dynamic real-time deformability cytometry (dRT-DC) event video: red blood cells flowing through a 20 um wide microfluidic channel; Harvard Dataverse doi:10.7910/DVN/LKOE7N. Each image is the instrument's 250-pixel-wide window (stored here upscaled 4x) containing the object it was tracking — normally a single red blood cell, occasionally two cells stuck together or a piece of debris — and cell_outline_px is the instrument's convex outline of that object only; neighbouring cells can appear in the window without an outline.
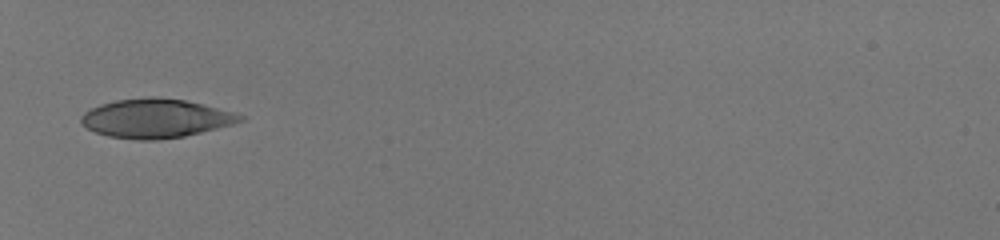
{"species": "human", "species_latin": "Homo sapiens", "temperature_condition": "room temperature", "stored_images_in_passage": 33, "camera_frame_rate_fps": 3000, "um_per_image_px": 0.085, "donor": {"sex": "male"}, "frame": {"image": 1, "passage_image": 1, "time_ms": 0.0, "image_size_px": [1000, 240], "cell_outline_px": [[244, 120], [232, 124], [184, 136], [156, 140], [136, 140], [108, 136], [96, 132], [80, 124], [80, 116], [84, 112], [100, 104], [116, 100], [148, 96], [156, 96], [184, 100], [204, 104], [232, 112], [244, 116]], "centroid_in_image_um": [13.19, 10.05], "position_along_channel_um": 71.8, "area_um2": 36.07}}
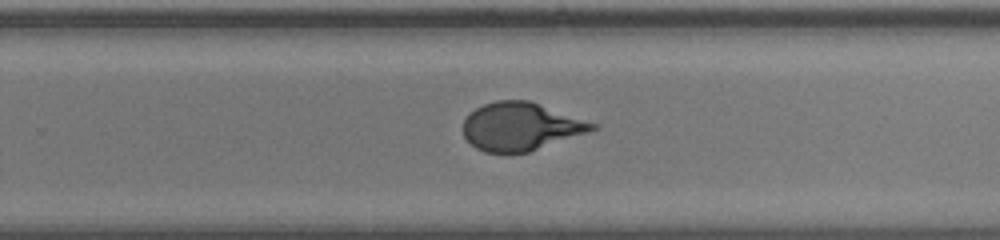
{"frame": {"image": 2, "passage_image": 18, "time_ms": 5.667, "image_size_px": [1000, 240], "cell_outline_px": [[600, 128], [528, 152], [484, 152], [476, 148], [464, 136], [464, 120], [476, 108], [484, 104], [496, 100], [528, 100], [600, 124]], "centroid_in_image_um": [44.31, 10.74], "position_along_channel_um": 285.5, "area_um2": 35.89}}
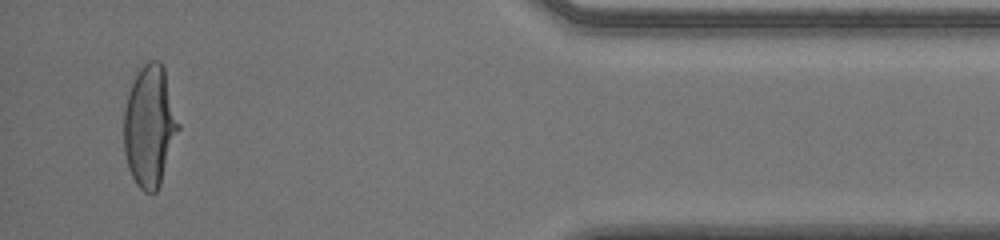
{"frame": {"image": 3, "passage_image": 31, "time_ms": 10.0, "image_size_px": [1000, 240], "cell_outline_px": [[180, 128], [160, 184], [156, 192], [144, 192], [136, 184], [128, 168], [124, 152], [124, 108], [132, 84], [140, 68], [148, 60], [160, 60], [164, 68], [180, 124]], "centroid_in_image_um": [12.73, 10.72], "position_along_channel_um": 422.5, "area_um2": 38.49}, "authors_computed_cell_mechanics": {"area_um2": 37.1654, "velocity_mm_per_s": 4.0267, "shape_relaxation_time_tau1_ms": 4.0293, "shape_relaxation_time_tau2_ms": null, "deformation_change_tau1": 0.2231, "deformation_change_tau2": null}}